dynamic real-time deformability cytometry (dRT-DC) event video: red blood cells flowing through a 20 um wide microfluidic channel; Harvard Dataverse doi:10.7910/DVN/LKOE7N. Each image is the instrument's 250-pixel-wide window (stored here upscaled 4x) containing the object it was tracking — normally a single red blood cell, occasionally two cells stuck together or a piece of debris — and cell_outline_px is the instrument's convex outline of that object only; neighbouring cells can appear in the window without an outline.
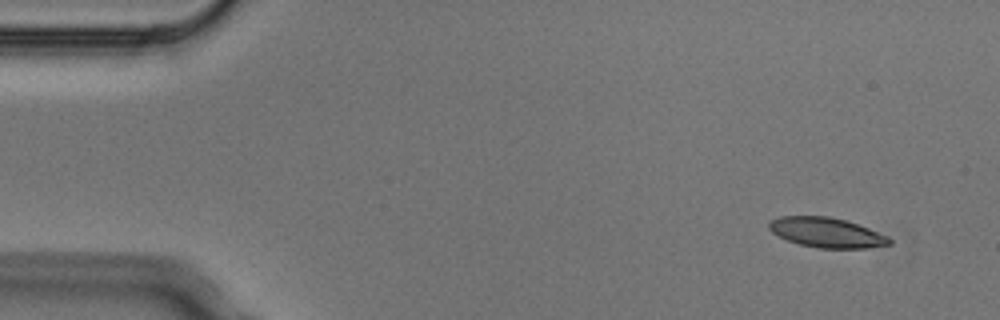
{"species": "Egyptian fruit bat (a non-hibernating species)", "species_latin": "Rousettus aegyptiacus", "temperature_condition": "cold", "stored_images_in_passage": 5, "segment_of_instrument_passage": [1, 2], "camera_frame_rate_fps": 3000, "um_per_image_px": 0.085, "animal": {"sex": "male"}, "frame": {"image": 1, "passage_image": 1, "time_ms": 0.0, "image_size_px": [1000, 320], "cell_outline_px": [[892, 244], [864, 248], [820, 248], [800, 244], [788, 240], [772, 232], [768, 228], [768, 224], [772, 220], [780, 216], [828, 216], [844, 220], [868, 228], [888, 236], [892, 240]], "centroid_in_image_um": [70.27, 19.76], "position_along_channel_um": 14.7, "area_um2": 20.69}}
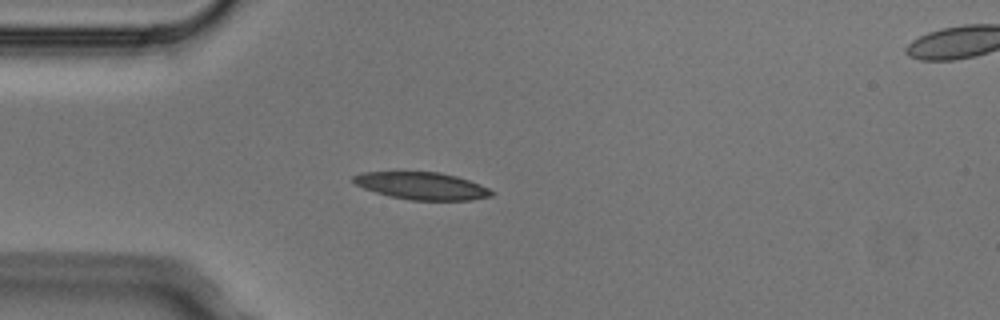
{"frame": {"image": 2, "passage_image": 4, "time_ms": 1.0, "image_size_px": [1000, 320], "cell_outline_px": [[496, 192], [492, 196], [472, 200], [412, 200], [388, 196], [364, 188], [356, 184], [352, 180], [352, 176], [360, 172], [440, 172], [456, 176], [480, 184]], "centroid_in_image_um": [35.87, 15.8], "position_along_channel_um": 49.1, "area_um2": 22.02}}